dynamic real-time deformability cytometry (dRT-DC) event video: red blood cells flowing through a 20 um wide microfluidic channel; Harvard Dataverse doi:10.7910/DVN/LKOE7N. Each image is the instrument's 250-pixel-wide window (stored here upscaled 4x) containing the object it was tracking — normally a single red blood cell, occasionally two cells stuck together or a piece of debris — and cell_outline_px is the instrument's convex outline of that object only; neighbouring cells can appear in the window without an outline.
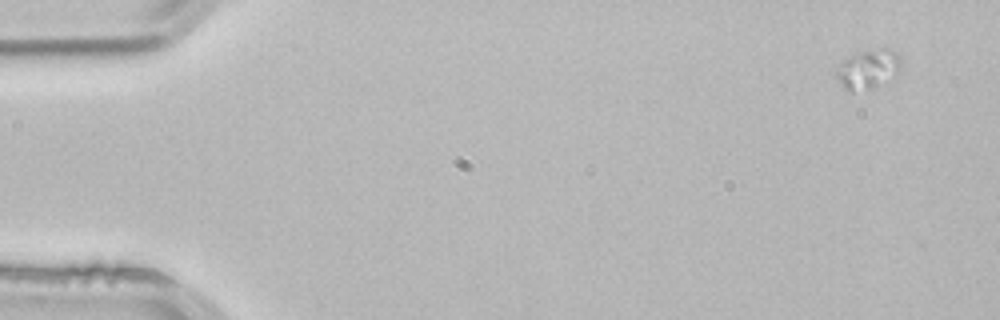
{"species": "common noctule bat (a hibernating species)", "species_latin": "Nyctalus noctula", "temperature_condition": "room temperature", "stored_images_in_passage": 3, "camera_frame_rate_fps": 3000, "um_per_image_px": 0.085, "animal": {"sex": "male", "body_mass_g": 21.5, "forearm_length_mm": 52.0}, "frame": {"image": 1, "passage_image": 1, "time_ms": 0.0, "image_size_px": [1000, 320], "cell_outline_px": [[900, 72], [896, 76], [868, 88], [852, 92], [848, 92], [836, 80], [836, 72], [840, 64], [848, 56], [860, 52], [880, 48], [888, 48], [900, 56]], "centroid_in_image_um": [73.77, 5.87], "position_along_channel_um": 11.2, "area_um2": 14.62}}
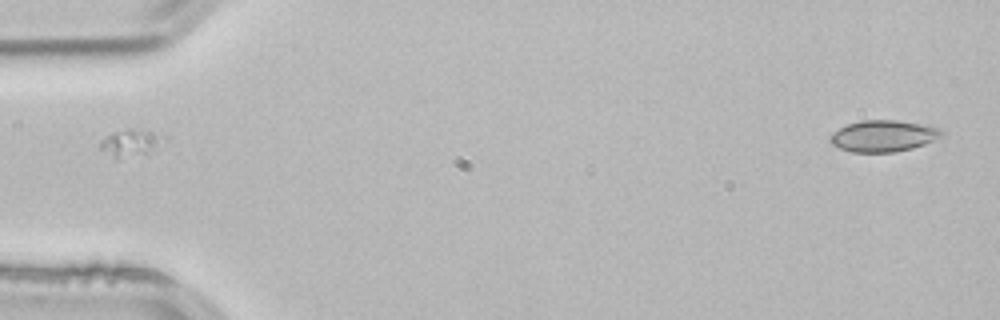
{"frame": {"image": 2, "passage_image": 3, "time_ms": 0.667, "image_size_px": [1000, 320], "cell_outline_px": [[164, 136], [148, 156], [116, 160], [100, 148], [100, 140], [112, 132], [128, 128], [132, 128], [152, 132]], "centroid_in_image_um": [11.04, 12.2], "position_along_channel_um": 74.0, "area_um2": 10.29}}